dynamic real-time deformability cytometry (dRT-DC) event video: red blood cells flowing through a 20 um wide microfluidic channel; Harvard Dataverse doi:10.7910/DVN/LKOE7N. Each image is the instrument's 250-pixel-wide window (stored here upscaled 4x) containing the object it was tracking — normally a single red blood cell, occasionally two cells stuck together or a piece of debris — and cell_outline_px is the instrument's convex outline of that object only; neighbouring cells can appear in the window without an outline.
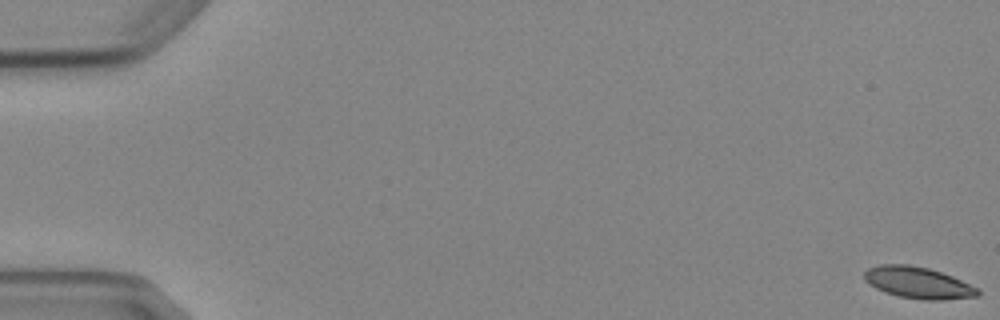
{"species": "Egyptian fruit bat (a non-hibernating species)", "species_latin": "Rousettus aegyptiacus", "temperature_condition": "cold", "stored_images_in_passage": 6, "camera_frame_rate_fps": 3000, "um_per_image_px": 0.085, "animal": {"sex": "female"}, "frame": {"image": 1, "passage_image": 1, "time_ms": 0.0, "image_size_px": [1000, 320], "cell_outline_px": [[980, 296], [944, 300], [924, 300], [900, 296], [884, 292], [876, 288], [864, 280], [864, 272], [868, 268], [880, 264], [908, 264], [928, 268], [952, 276], [980, 288]], "centroid_in_image_um": [78.06, 24.03], "position_along_channel_um": 6.9, "area_um2": 20.98}}
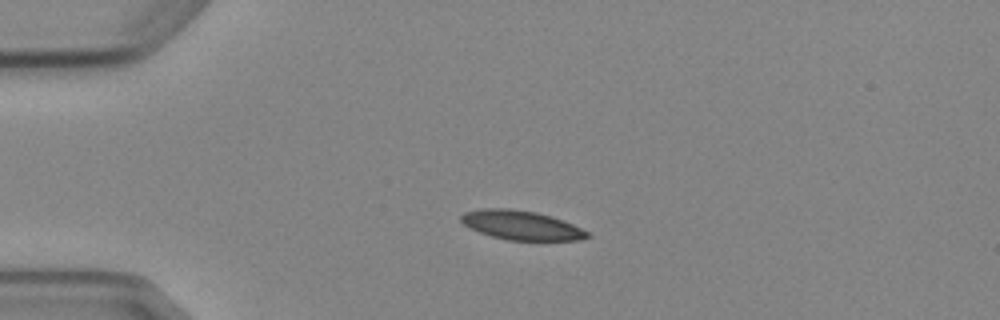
{"frame": {"image": 2, "passage_image": 4, "time_ms": 4.333, "image_size_px": [1000, 320], "cell_outline_px": [[592, 236], [580, 240], [508, 240], [492, 236], [480, 232], [464, 224], [460, 220], [460, 216], [464, 212], [480, 208], [508, 208], [536, 212], [552, 216], [572, 224], [588, 232]], "centroid_in_image_um": [44.31, 19.13], "position_along_channel_um": 40.7, "area_um2": 21.39}}
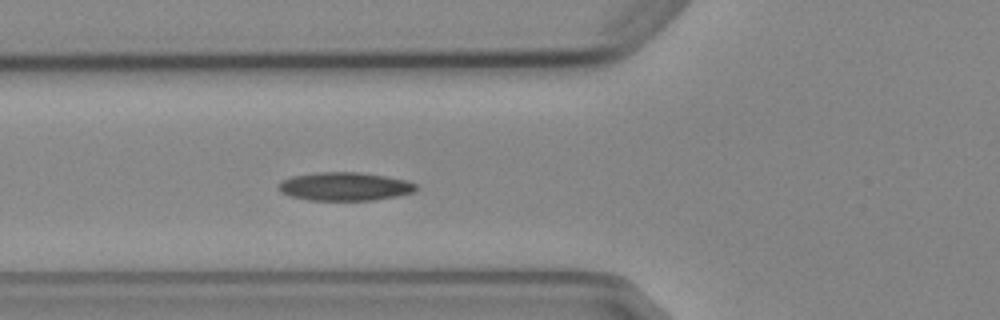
{"frame": {"image": 3, "passage_image": 6, "time_ms": 6.667, "image_size_px": [1000, 320], "cell_outline_px": [[416, 188], [412, 192], [396, 196], [372, 200], [308, 200], [292, 196], [280, 192], [276, 188], [276, 184], [280, 180], [292, 176], [316, 172], [360, 172], [408, 180], [416, 184]], "centroid_in_image_um": [29.23, 15.84], "position_along_channel_um": 96.6, "area_um2": 22.83}}